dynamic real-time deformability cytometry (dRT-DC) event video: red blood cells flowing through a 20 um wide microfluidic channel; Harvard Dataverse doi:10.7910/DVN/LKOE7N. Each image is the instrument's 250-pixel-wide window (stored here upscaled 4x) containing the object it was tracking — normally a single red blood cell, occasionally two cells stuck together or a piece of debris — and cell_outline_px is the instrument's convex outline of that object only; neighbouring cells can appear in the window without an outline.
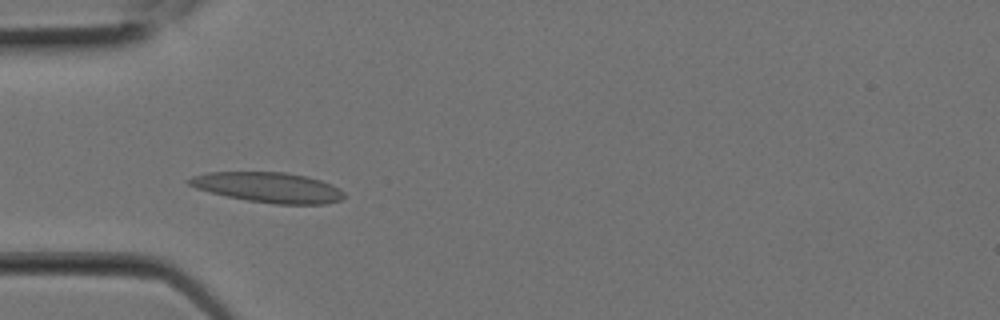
{"species": "Egyptian fruit bat (a non-hibernating species)", "species_latin": "Rousettus aegyptiacus", "temperature_condition": "room temperature", "stored_images_in_passage": 6, "camera_frame_rate_fps": 3000, "um_per_image_px": 0.085, "animal": {"sex": "female"}, "frame": {"image": 1, "passage_image": 5, "time_ms": 1.333, "image_size_px": [1000, 320], "cell_outline_px": [[344, 196], [340, 200], [324, 204], [276, 204], [248, 200], [228, 196], [196, 188], [188, 184], [184, 180], [192, 176], [208, 172], [284, 172], [308, 176], [332, 184], [340, 188], [344, 192]], "centroid_in_image_um": [22.82, 15.92], "position_along_channel_um": 62.2, "area_um2": 27.22}}